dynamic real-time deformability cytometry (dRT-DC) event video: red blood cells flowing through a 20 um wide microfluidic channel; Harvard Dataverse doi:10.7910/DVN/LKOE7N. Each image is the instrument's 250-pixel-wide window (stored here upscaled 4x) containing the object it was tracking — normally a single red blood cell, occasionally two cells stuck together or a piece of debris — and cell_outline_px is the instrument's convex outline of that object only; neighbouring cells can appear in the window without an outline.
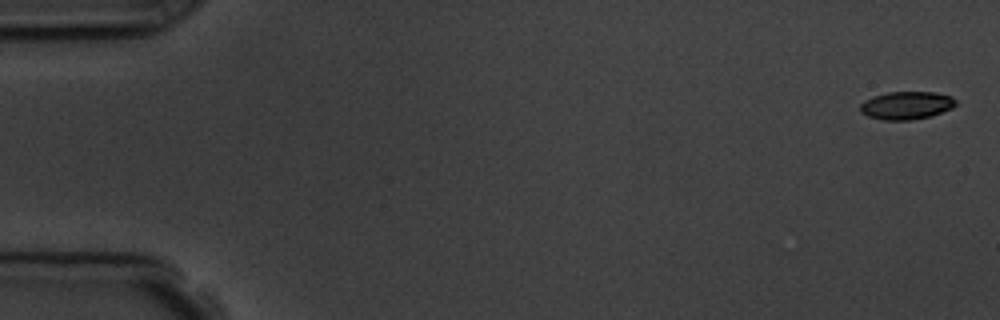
{"species": "common noctule bat (a hibernating species)", "species_latin": "Nyctalus noctula", "temperature_condition": "room temperature", "stored_images_in_passage": 6, "camera_frame_rate_fps": 3000, "um_per_image_px": 0.085, "animal": {"sex": "male", "body_mass_g": 19.5, "forearm_length_mm": 54.6}, "frame": {"image": 1, "passage_image": 1, "time_ms": 0.0, "image_size_px": [1000, 320], "cell_outline_px": [[956, 104], [952, 108], [928, 116], [908, 120], [884, 120], [868, 116], [860, 112], [860, 104], [864, 100], [888, 92], [936, 92], [952, 96], [956, 100]], "centroid_in_image_um": [77.04, 8.95], "position_along_channel_um": 8.0, "area_um2": 15.37}}